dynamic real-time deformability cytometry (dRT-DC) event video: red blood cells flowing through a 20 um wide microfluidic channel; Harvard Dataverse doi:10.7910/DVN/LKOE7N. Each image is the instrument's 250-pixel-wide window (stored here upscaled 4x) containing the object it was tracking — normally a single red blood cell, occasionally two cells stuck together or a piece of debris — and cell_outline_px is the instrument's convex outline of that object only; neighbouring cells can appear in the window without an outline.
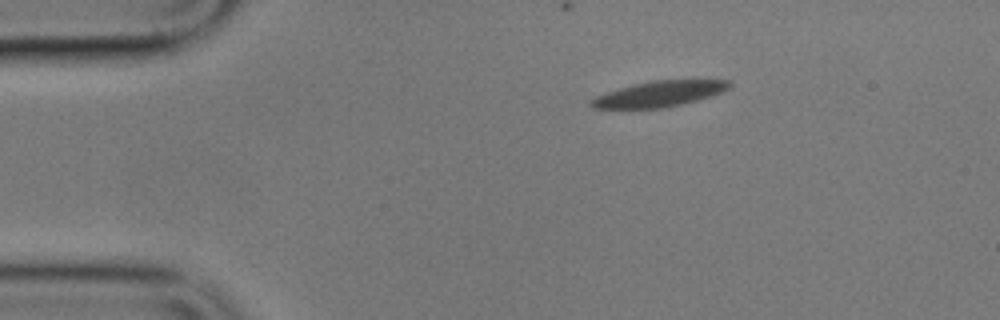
{"species": "common noctule bat (a hibernating species)", "species_latin": "Nyctalus noctula", "temperature_condition": "cold", "stored_images_in_passage": 5, "camera_frame_rate_fps": 3000, "um_per_image_px": 0.085, "animal": {"sex": "male", "body_mass_g": 17.9}, "frame": {"image": 1, "passage_image": 5, "time_ms": 5.667, "image_size_px": [1000, 320], "cell_outline_px": [[732, 88], [712, 96], [664, 108], [592, 108], [588, 104], [588, 100], [596, 96], [620, 88], [652, 80], [732, 80]], "centroid_in_image_um": [56.07, 7.98], "position_along_channel_um": 28.9, "area_um2": 20.63}}